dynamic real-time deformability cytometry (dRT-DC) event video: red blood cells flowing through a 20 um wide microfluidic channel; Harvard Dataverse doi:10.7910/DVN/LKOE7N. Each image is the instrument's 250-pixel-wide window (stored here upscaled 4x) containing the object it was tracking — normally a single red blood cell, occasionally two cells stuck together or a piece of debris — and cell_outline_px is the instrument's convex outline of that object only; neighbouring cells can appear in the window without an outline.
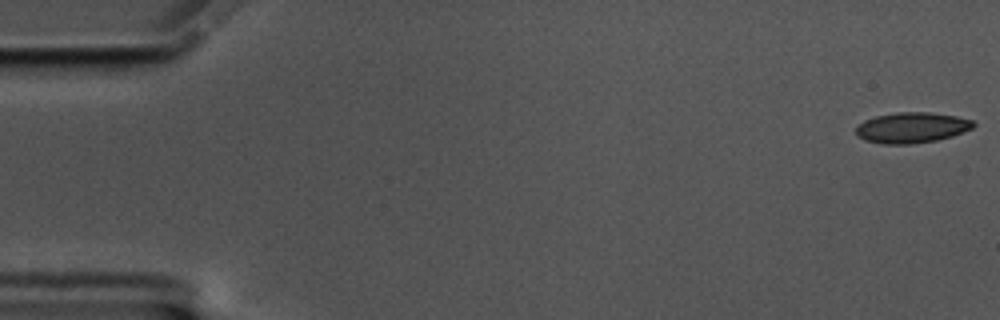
{"species": "common noctule bat (a hibernating species)", "species_latin": "Nyctalus noctula", "temperature_condition": "cold", "stored_images_in_passage": 57, "camera_frame_rate_fps": 3000, "um_per_image_px": 0.085, "animal": {"sex": "male", "body_mass_g": 17.5, "forearm_length_mm": 52.3}, "frame": {"image": 1, "passage_image": 1, "time_ms": 0.0, "image_size_px": [1000, 320], "cell_outline_px": [[976, 124], [972, 128], [952, 136], [936, 140], [912, 144], [884, 144], [864, 140], [856, 136], [856, 128], [864, 120], [876, 116], [896, 112], [928, 112], [956, 116], [972, 120]], "centroid_in_image_um": [77.48, 10.85], "position_along_channel_um": 7.5, "area_um2": 20.92}}
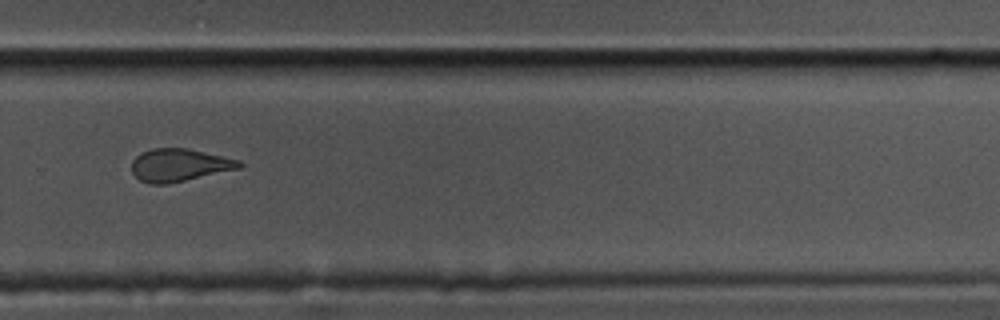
{"frame": {"image": 2, "passage_image": 39, "time_ms": 12.667, "image_size_px": [1000, 320], "cell_outline_px": [[244, 168], [168, 184], [148, 184], [140, 180], [132, 172], [132, 160], [136, 156], [152, 148], [188, 148], [240, 160], [244, 164]], "centroid_in_image_um": [15.29, 14.04], "position_along_channel_um": 314.5, "area_um2": 20.75}}
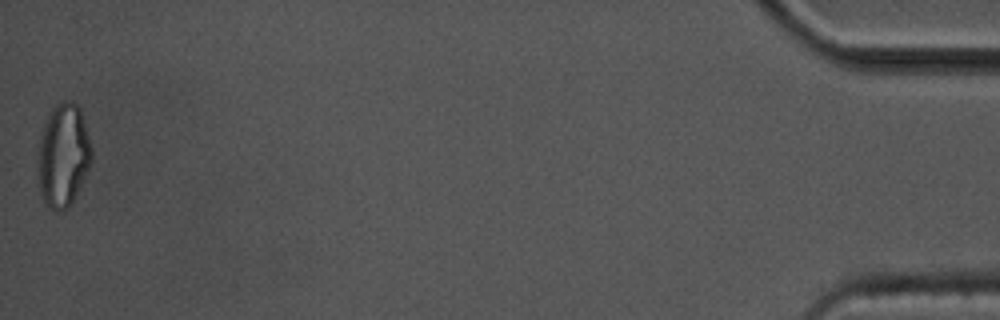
{"frame": {"image": 3, "passage_image": 57, "time_ms": 18.667, "image_size_px": [1000, 320], "cell_outline_px": [[92, 160], [68, 208], [64, 212], [56, 212], [48, 208], [36, 184], [36, 176], [40, 132], [52, 108], [56, 104], [64, 100], [72, 100], [80, 108], [92, 148]], "centroid_in_image_um": [5.33, 13.22], "position_along_channel_um": 429.9, "area_um2": 32.66}, "authors_computed_cell_mechanics": {"area_um2": 21.386, "velocity_mm_per_s": 3.5226, "shape_relaxation_time_tau1_ms": null, "shape_relaxation_time_tau2_ms": 2.8104, "deformation_change_tau1": null, "deformation_change_tau2": 0.0877}}